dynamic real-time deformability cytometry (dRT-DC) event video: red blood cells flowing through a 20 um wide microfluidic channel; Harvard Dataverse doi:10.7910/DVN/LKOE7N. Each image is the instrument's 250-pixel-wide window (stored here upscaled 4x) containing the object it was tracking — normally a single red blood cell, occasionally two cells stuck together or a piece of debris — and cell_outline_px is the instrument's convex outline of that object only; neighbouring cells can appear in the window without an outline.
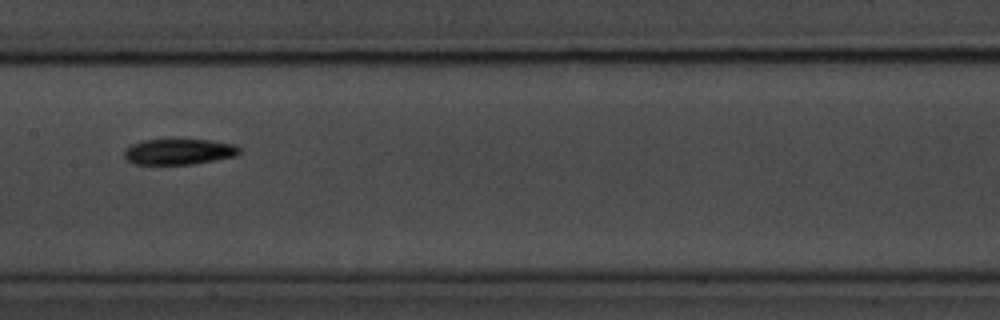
{"species": "common noctule bat (a hibernating species)", "species_latin": "Nyctalus noctula", "temperature_condition": "room temperature", "stored_images_in_passage": 9, "camera_frame_rate_fps": 3000, "um_per_image_px": 0.085, "animal": {"sex": "male", "body_mass_g": 20.1, "forearm_length_mm": 53.5}, "frame": {"image": 1, "passage_image": 7, "time_ms": 8.0, "image_size_px": [1000, 320], "cell_outline_px": [[240, 152], [236, 156], [192, 164], [132, 164], [124, 160], [124, 148], [132, 144], [144, 140], [212, 140], [232, 144], [240, 148]], "centroid_in_image_um": [15.15, 12.9], "position_along_channel_um": 192.2, "area_um2": 17.28}}
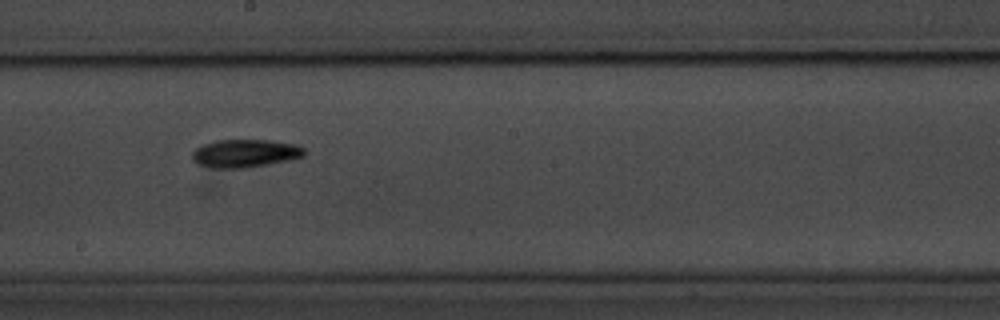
{"frame": {"image": 2, "passage_image": 8, "time_ms": 9.0, "image_size_px": [1000, 320], "cell_outline_px": [[304, 156], [288, 160], [244, 168], [216, 168], [200, 164], [192, 160], [192, 152], [196, 148], [204, 144], [216, 140], [272, 140], [300, 144], [304, 148]], "centroid_in_image_um": [20.86, 13.02], "position_along_channel_um": 227.3, "area_um2": 18.26}}